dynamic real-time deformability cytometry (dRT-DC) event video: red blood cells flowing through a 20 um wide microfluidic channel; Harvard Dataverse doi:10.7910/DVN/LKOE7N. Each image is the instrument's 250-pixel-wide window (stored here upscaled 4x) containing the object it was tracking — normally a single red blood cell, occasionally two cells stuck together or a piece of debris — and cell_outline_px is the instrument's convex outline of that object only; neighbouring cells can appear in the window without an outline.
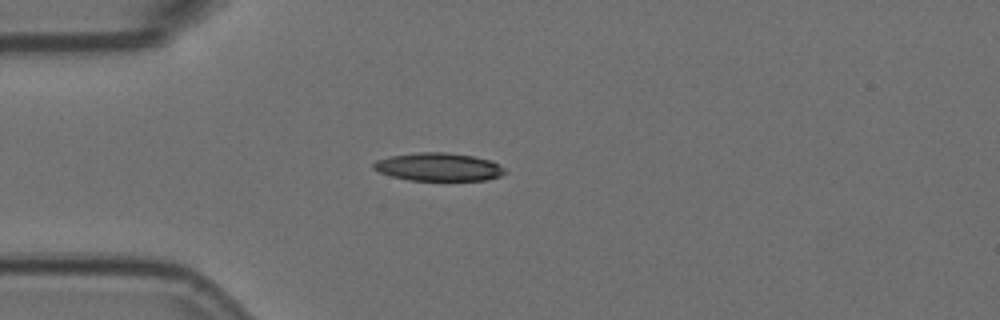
{"species": "Egyptian fruit bat (a non-hibernating species)", "species_latin": "Rousettus aegyptiacus", "temperature_condition": "room temperature", "stored_images_in_passage": 5, "camera_frame_rate_fps": 3000, "um_per_image_px": 0.085, "animal": {"sex": "female"}, "frame": {"image": 1, "passage_image": 4, "time_ms": 1.0, "image_size_px": [1000, 320], "cell_outline_px": [[508, 172], [500, 176], [488, 180], [408, 180], [392, 176], [380, 172], [372, 168], [372, 164], [376, 160], [388, 156], [416, 152], [448, 152], [472, 156], [492, 160], [504, 168]], "centroid_in_image_um": [37.28, 14.18], "position_along_channel_um": 47.7, "area_um2": 21.68}}